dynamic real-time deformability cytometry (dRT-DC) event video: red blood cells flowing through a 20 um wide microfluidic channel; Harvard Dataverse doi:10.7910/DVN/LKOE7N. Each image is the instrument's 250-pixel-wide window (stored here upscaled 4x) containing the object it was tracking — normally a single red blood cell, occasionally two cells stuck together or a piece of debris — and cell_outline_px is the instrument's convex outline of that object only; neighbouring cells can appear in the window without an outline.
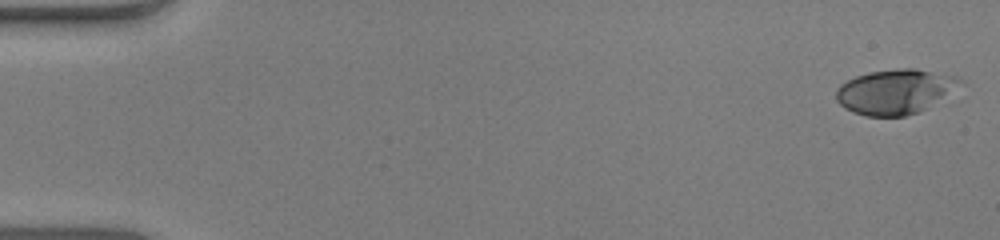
{"species": "human", "species_latin": "Homo sapiens", "temperature_condition": "warm", "stored_images_in_passage": 52, "camera_frame_rate_fps": 3000, "um_per_image_px": 0.085, "donor": {"sex": "male"}, "frame": {"image": 1, "passage_image": 1, "time_ms": 0.0, "image_size_px": [1000, 240], "cell_outline_px": [[964, 84], [920, 112], [904, 116], [864, 116], [852, 112], [844, 108], [836, 100], [836, 88], [840, 84], [856, 76], [868, 72], [896, 68], [916, 68], [956, 76]], "centroid_in_image_um": [76.07, 7.78], "position_along_channel_um": 8.9, "area_um2": 32.54}}
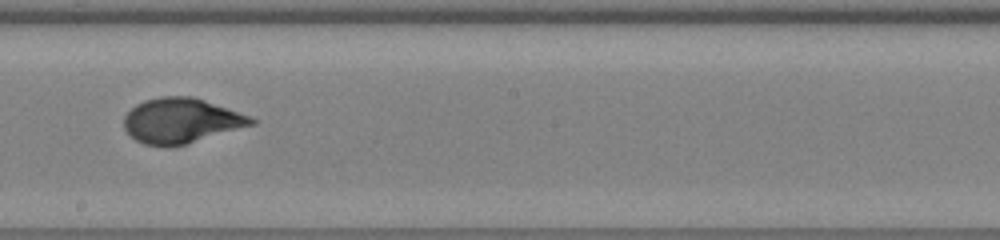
{"frame": {"image": 2, "passage_image": 30, "time_ms": 9.667, "image_size_px": [1000, 240], "cell_outline_px": [[256, 124], [172, 148], [168, 148], [144, 144], [136, 140], [124, 128], [124, 116], [136, 104], [144, 100], [160, 96], [192, 96], [204, 100], [248, 116], [256, 120]], "centroid_in_image_um": [15.36, 10.27], "position_along_channel_um": 232.8, "area_um2": 33.35}}
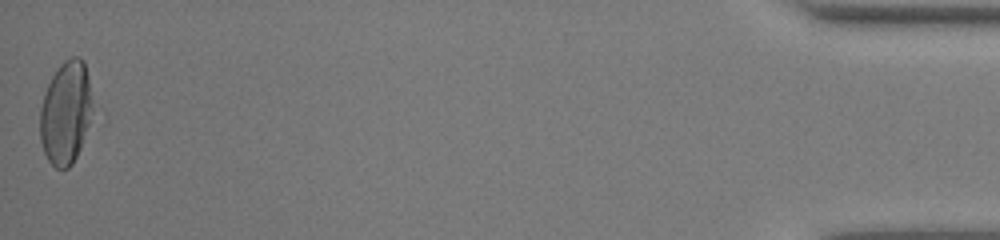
{"frame": {"image": 3, "passage_image": 52, "time_ms": 17.0, "image_size_px": [1000, 240], "cell_outline_px": [[92, 108], [88, 124], [80, 148], [72, 164], [68, 168], [56, 168], [48, 160], [44, 152], [40, 140], [40, 108], [44, 92], [52, 76], [60, 64], [64, 60], [72, 56], [80, 56], [84, 60], [88, 80], [92, 104]], "centroid_in_image_um": [5.56, 9.56], "position_along_channel_um": 429.6, "area_um2": 31.27}, "authors_computed_cell_mechanics": {"area_um2": 32.4258, "velocity_mm_per_s": 3.9681, "shape_relaxation_time_tau1_ms": 5.1924, "shape_relaxation_time_tau2_ms": null, "deformation_change_tau1": 0.2576, "deformation_change_tau2": null}}